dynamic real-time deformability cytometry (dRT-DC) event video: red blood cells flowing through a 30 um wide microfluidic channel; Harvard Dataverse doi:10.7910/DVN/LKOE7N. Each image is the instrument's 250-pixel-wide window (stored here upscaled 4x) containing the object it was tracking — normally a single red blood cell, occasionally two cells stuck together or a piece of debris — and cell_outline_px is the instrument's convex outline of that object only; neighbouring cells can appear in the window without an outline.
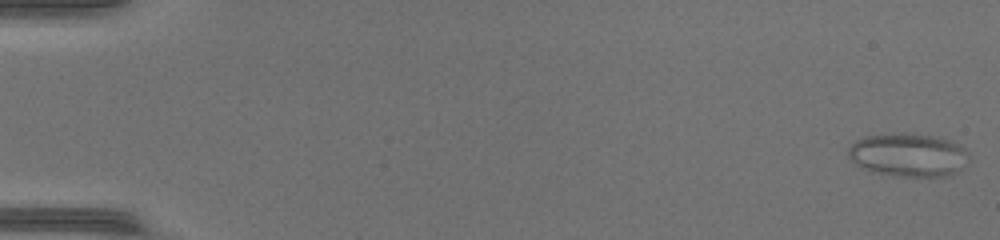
{"species": "common noctule bat (a hibernating species)", "species_latin": "Nyctalus noctula", "temperature_condition": "warm", "stored_images_in_passage": 49, "camera_frame_rate_fps": 3000, "um_per_image_px": 0.085, "animal": {"sex": "female", "body_mass_g": 17.0, "forearm_length_mm": 48.0}, "frame": {"image": 1, "passage_image": 1, "time_ms": 0.0, "image_size_px": [1000, 240], "cell_outline_px": [[968, 156], [960, 168], [956, 172], [944, 176], [892, 176], [872, 172], [860, 168], [848, 156], [848, 148], [856, 140], [864, 136], [892, 132], [932, 136], [948, 140], [960, 144], [968, 152]], "centroid_in_image_um": [77.13, 13.16], "position_along_channel_um": 7.9, "area_um2": 30.46}}
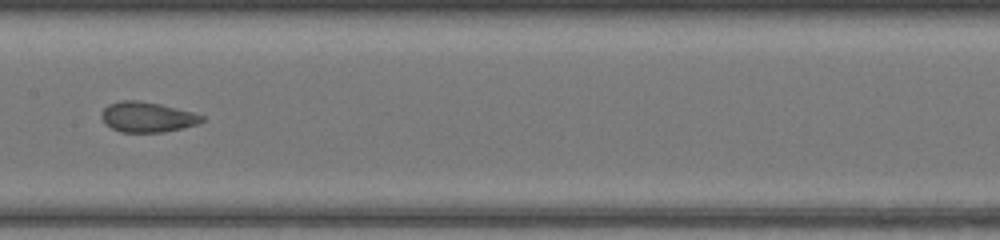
{"frame": {"image": 2, "passage_image": 26, "time_ms": 8.333, "image_size_px": [1000, 240], "cell_outline_px": [[204, 120], [196, 124], [184, 128], [164, 132], [120, 132], [104, 124], [100, 116], [100, 112], [108, 104], [120, 100], [136, 100], [160, 104], [192, 112], [204, 116]], "centroid_in_image_um": [12.47, 9.95], "position_along_channel_um": 194.9, "area_um2": 17.8}}
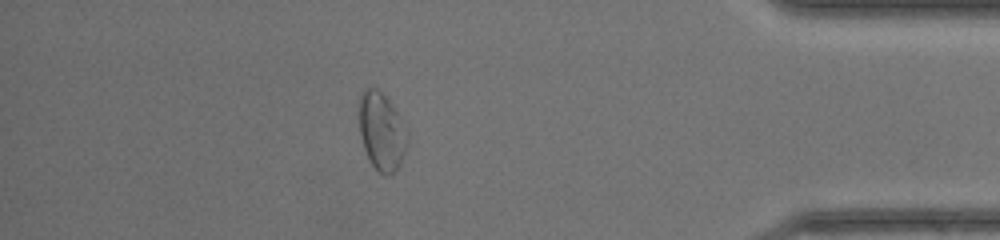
{"frame": {"image": 3, "passage_image": 43, "time_ms": 14.0, "image_size_px": [1000, 240], "cell_outline_px": [[408, 140], [400, 164], [396, 172], [392, 176], [384, 176], [368, 160], [360, 136], [356, 104], [356, 100], [364, 88], [376, 88], [388, 100], [396, 112], [408, 132]], "centroid_in_image_um": [32.38, 11.17], "position_along_channel_um": 402.8, "area_um2": 22.37}}